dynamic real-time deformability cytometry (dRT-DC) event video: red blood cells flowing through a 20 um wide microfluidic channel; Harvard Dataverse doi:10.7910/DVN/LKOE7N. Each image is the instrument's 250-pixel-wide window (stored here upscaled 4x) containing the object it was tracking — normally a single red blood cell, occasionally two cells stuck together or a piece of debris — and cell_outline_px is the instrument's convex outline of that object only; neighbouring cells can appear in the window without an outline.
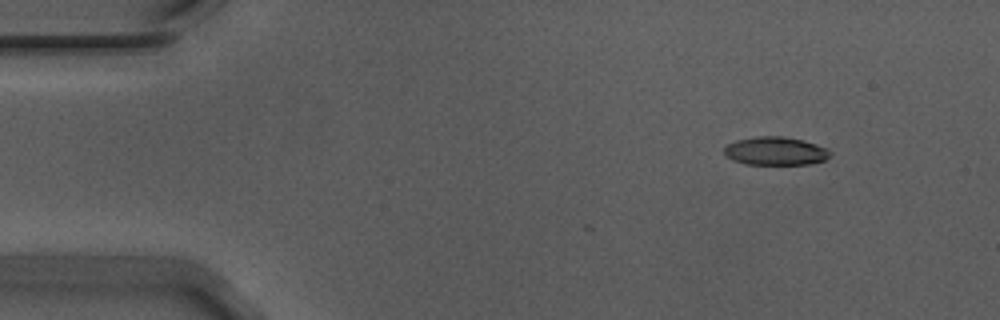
{"species": "Egyptian fruit bat (a non-hibernating species)", "species_latin": "Rousettus aegyptiacus", "temperature_condition": "warm", "stored_images_in_passage": 3, "camera_frame_rate_fps": 3000, "um_per_image_px": 0.085, "animal": {"sex": "male"}, "frame": {"image": 1, "passage_image": 1, "time_ms": 0.0, "image_size_px": [1000, 320], "cell_outline_px": [[832, 152], [824, 160], [808, 164], [744, 164], [732, 160], [724, 156], [724, 148], [728, 144], [736, 140], [756, 136], [784, 136], [804, 140], [828, 148]], "centroid_in_image_um": [65.89, 12.83], "position_along_channel_um": 19.1, "area_um2": 17.63}}